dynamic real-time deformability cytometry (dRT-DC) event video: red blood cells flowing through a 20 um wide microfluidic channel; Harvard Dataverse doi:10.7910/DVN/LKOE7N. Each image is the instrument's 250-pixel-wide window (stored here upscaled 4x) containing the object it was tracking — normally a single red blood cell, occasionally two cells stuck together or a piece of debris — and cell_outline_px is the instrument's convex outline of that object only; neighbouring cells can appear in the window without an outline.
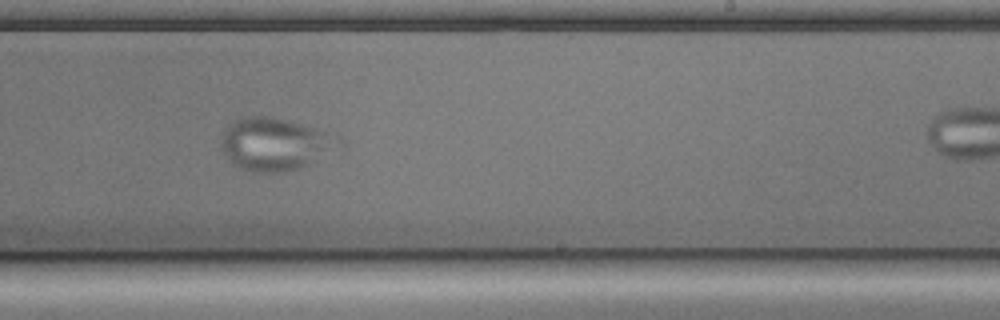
{"species": "common noctule bat (a hibernating species)", "species_latin": "Nyctalus noctula", "temperature_condition": "cold", "stored_images_in_passage": 44, "camera_frame_rate_fps": 3000, "um_per_image_px": 0.085, "animal": {"sex": "male", "body_mass_g": 17.9, "forearm_length_mm": 54.2}, "frame": {"image": 1, "passage_image": 33, "time_ms": 10.667, "image_size_px": [1000, 320], "cell_outline_px": [[344, 144], [308, 164], [300, 168], [284, 172], [252, 172], [240, 168], [232, 164], [228, 160], [220, 144], [224, 132], [236, 120], [244, 116], [272, 116], [288, 120], [316, 128], [340, 136]], "centroid_in_image_um": [23.39, 12.25], "position_along_channel_um": 265.6, "area_um2": 36.01}}
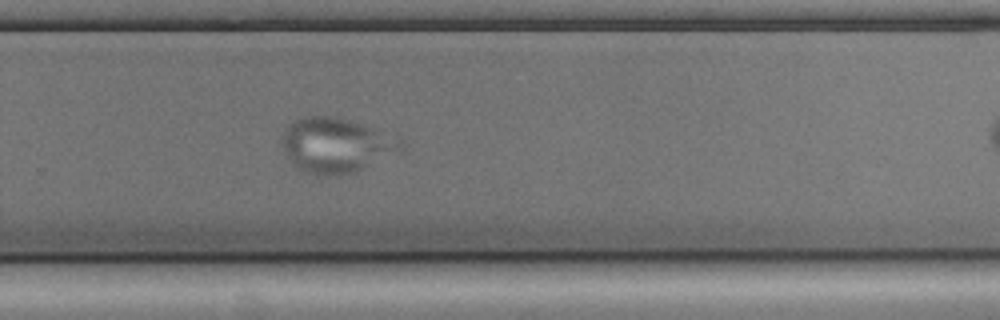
{"frame": {"image": 2, "passage_image": 36, "time_ms": 11.667, "image_size_px": [1000, 320], "cell_outline_px": [[404, 148], [360, 168], [336, 176], [308, 172], [296, 168], [288, 156], [280, 140], [284, 128], [292, 120], [300, 116], [332, 116], [348, 120], [384, 132], [404, 140]], "centroid_in_image_um": [28.49, 12.3], "position_along_channel_um": 301.3, "area_um2": 37.17}}